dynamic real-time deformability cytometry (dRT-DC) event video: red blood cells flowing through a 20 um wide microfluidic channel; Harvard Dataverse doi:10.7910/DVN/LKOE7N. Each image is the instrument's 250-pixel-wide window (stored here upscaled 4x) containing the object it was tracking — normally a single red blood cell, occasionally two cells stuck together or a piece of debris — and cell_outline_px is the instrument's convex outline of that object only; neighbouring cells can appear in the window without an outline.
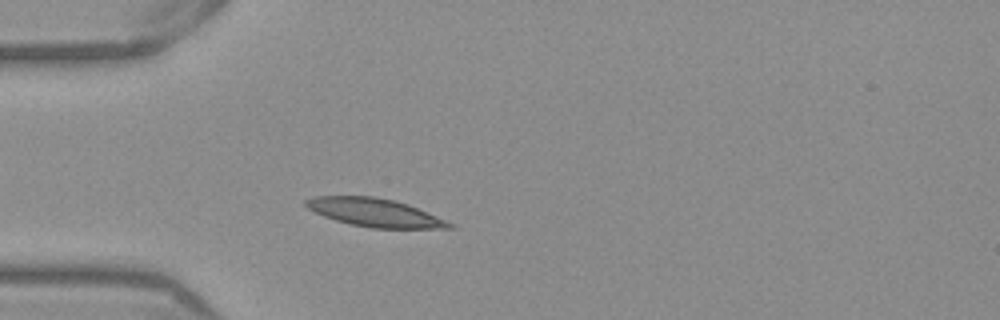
{"species": "Egyptian fruit bat (a non-hibernating species)", "species_latin": "Rousettus aegyptiacus", "temperature_condition": "warm", "stored_images_in_passage": 46, "camera_frame_rate_fps": 3000, "um_per_image_px": 0.085, "frame": {"image": 1, "passage_image": 9, "time_ms": 2.667, "image_size_px": [1000, 320], "cell_outline_px": [[456, 228], [372, 228], [352, 224], [336, 220], [324, 216], [308, 208], [304, 204], [304, 200], [312, 196], [376, 196], [396, 200], [408, 204], [428, 212], [456, 224]], "centroid_in_image_um": [31.89, 18.06], "position_along_channel_um": 53.1, "area_um2": 23.7}}
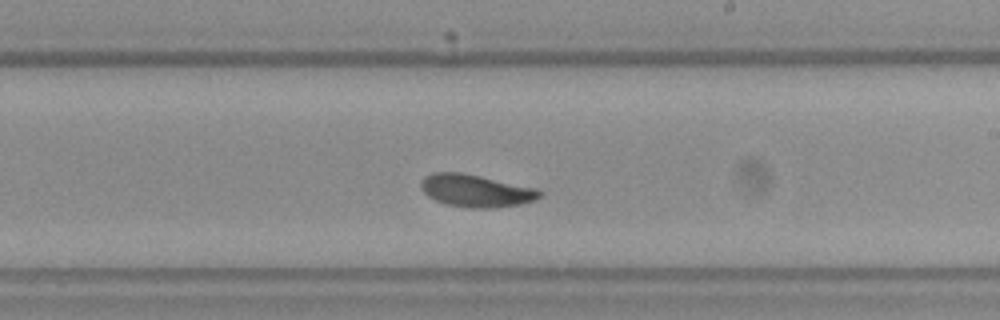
{"frame": {"image": 2, "passage_image": 25, "time_ms": 8.0, "image_size_px": [1000, 320], "cell_outline_px": [[544, 192], [536, 200], [520, 204], [492, 208], [472, 208], [448, 204], [436, 200], [428, 196], [420, 188], [420, 180], [424, 176], [432, 172], [460, 172], [480, 176], [536, 188]], "centroid_in_image_um": [40.44, 16.2], "position_along_channel_um": 248.6, "area_um2": 22.43}}
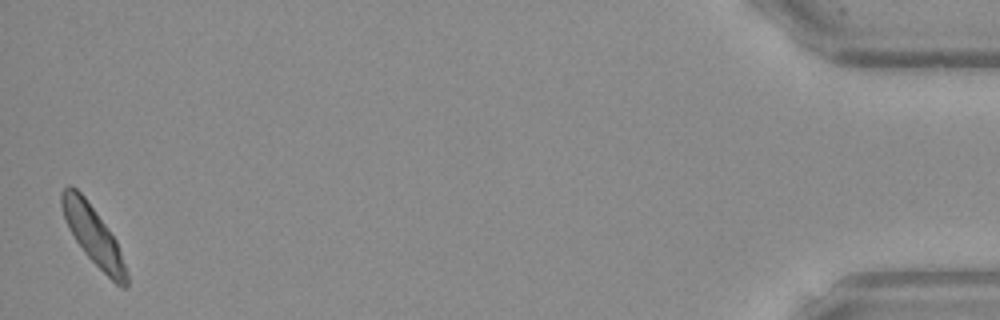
{"frame": {"image": 3, "passage_image": 46, "time_ms": 15.0, "image_size_px": [1000, 320], "cell_outline_px": [[128, 288], [124, 288], [116, 284], [84, 252], [76, 240], [64, 216], [60, 204], [60, 192], [68, 184], [72, 184], [84, 196], [116, 240], [128, 272]], "centroid_in_image_um": [7.93, 19.99], "position_along_channel_um": 427.3, "area_um2": 21.62}, "authors_computed_cell_mechanics": {"area_um2": 22.1663, "velocity_mm_per_s": 3.8344, "shape_relaxation_time_tau1_ms": 2.9912, "shape_relaxation_time_tau2_ms": 1.641, "deformation_change_tau1": 0.1214, "deformation_change_tau2": 0.056}}